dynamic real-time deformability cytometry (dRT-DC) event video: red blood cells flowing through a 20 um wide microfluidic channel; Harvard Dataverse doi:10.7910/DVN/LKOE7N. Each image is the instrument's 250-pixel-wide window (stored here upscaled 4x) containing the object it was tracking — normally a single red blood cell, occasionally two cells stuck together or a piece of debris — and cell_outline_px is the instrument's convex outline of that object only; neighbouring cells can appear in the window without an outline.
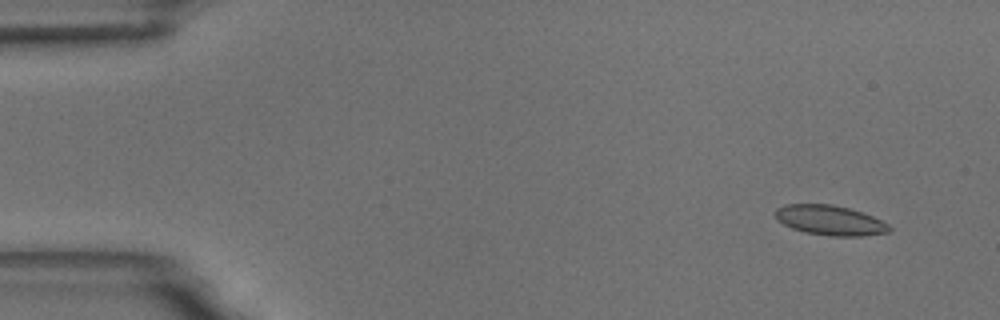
{"species": "common noctule bat (a hibernating species)", "species_latin": "Nyctalus noctula", "temperature_condition": "room temperature", "stored_images_in_passage": 52, "camera_frame_rate_fps": 3000, "um_per_image_px": 0.085, "animal": {"sex": "male", "body_mass_g": 18.8}, "frame": {"image": 1, "passage_image": 1, "time_ms": 0.0, "image_size_px": [1000, 320], "cell_outline_px": [[892, 228], [888, 232], [860, 236], [828, 236], [804, 232], [792, 228], [776, 220], [772, 212], [776, 208], [784, 204], [832, 204], [848, 208], [872, 216], [888, 224]], "centroid_in_image_um": [70.48, 18.72], "position_along_channel_um": 14.5, "area_um2": 19.94}}
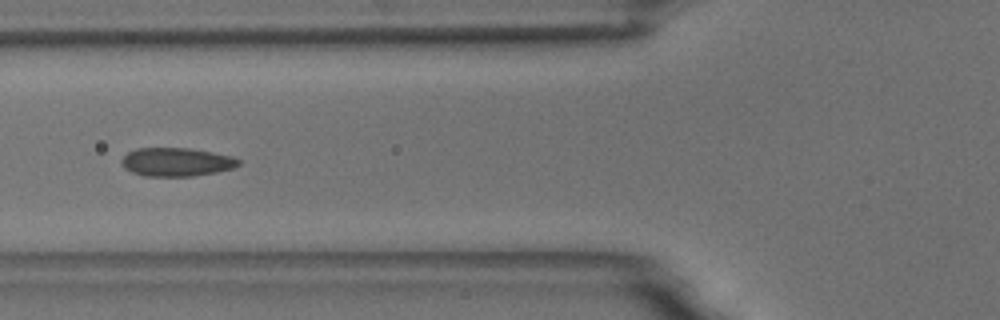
{"frame": {"image": 2, "passage_image": 18, "time_ms": 5.667, "image_size_px": [1000, 320], "cell_outline_px": [[240, 164], [232, 168], [216, 172], [192, 176], [144, 176], [132, 172], [124, 168], [120, 164], [120, 160], [128, 152], [136, 148], [188, 148], [212, 152], [232, 156], [240, 160]], "centroid_in_image_um": [14.96, 13.77], "position_along_channel_um": 110.8, "area_um2": 19.48}}
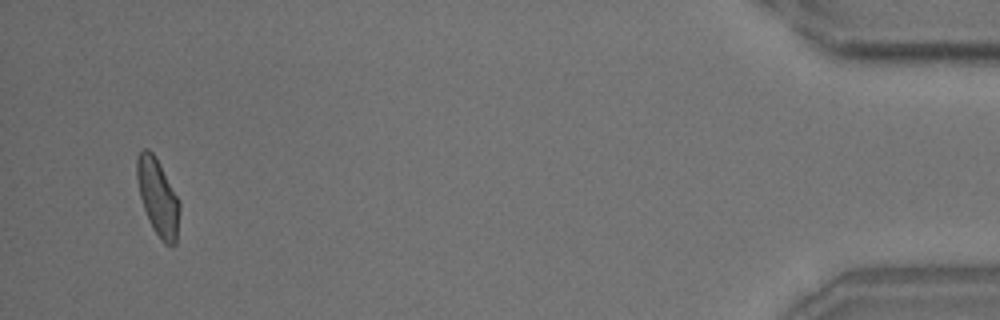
{"frame": {"image": 3, "passage_image": 50, "time_ms": 16.333, "image_size_px": [1000, 320], "cell_outline_px": [[180, 208], [176, 244], [164, 244], [160, 240], [152, 228], [148, 220], [140, 196], [136, 180], [136, 160], [140, 152], [144, 148], [148, 148], [152, 152], [180, 200]], "centroid_in_image_um": [13.41, 16.78], "position_along_channel_um": 421.8, "area_um2": 19.07}, "authors_computed_cell_mechanics": {"area_um2": 19.1896, "velocity_mm_per_s": 3.6549, "shape_relaxation_time_tau1_ms": 5.9537, "shape_relaxation_time_tau2_ms": 1.1852, "deformation_change_tau1": 0.1383, "deformation_change_tau2": 0.0646}}